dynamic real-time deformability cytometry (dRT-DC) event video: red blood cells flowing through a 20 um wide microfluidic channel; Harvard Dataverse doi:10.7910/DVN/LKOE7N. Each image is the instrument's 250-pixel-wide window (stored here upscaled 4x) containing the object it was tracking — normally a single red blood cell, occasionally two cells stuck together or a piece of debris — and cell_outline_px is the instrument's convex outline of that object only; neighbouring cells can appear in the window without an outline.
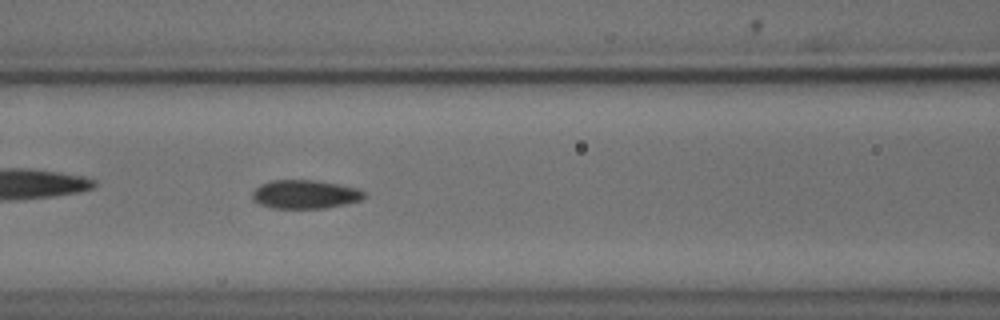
{"species": "common noctule bat (a hibernating species)", "species_latin": "Nyctalus noctula", "temperature_condition": "cold", "stored_images_in_passage": 54, "camera_frame_rate_fps": 3000, "um_per_image_px": 0.085, "animal": {"sex": "male", "body_mass_g": 18.8}, "frame": {"image": 1, "passage_image": 24, "time_ms": 7.667, "image_size_px": [1000, 320], "cell_outline_px": [[368, 196], [360, 200], [344, 204], [324, 208], [272, 208], [260, 204], [252, 196], [252, 192], [260, 184], [272, 180], [316, 180], [340, 184], [360, 188]], "centroid_in_image_um": [25.97, 16.5], "position_along_channel_um": 140.6, "area_um2": 18.73}}
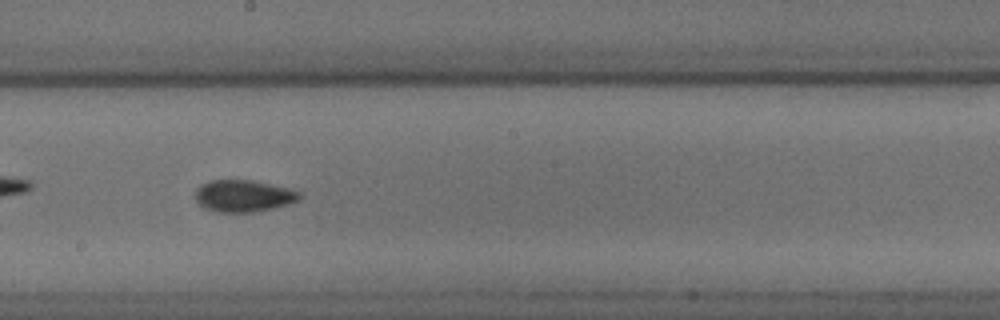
{"frame": {"image": 2, "passage_image": 31, "time_ms": 10.0, "image_size_px": [1000, 320], "cell_outline_px": [[300, 200], [288, 204], [272, 208], [252, 212], [216, 212], [204, 208], [196, 200], [196, 188], [200, 184], [208, 180], [252, 180], [288, 188], [300, 192]], "centroid_in_image_um": [20.67, 16.65], "position_along_channel_um": 227.5, "area_um2": 19.36}, "authors_computed_cell_mechanics": {"area_um2": 18.2359, "velocity_mm_per_s": 3.7231, "shape_relaxation_time_tau1_ms": null, "shape_relaxation_time_tau2_ms": 1.6652, "deformation_change_tau1": null, "deformation_change_tau2": 0.0639}}